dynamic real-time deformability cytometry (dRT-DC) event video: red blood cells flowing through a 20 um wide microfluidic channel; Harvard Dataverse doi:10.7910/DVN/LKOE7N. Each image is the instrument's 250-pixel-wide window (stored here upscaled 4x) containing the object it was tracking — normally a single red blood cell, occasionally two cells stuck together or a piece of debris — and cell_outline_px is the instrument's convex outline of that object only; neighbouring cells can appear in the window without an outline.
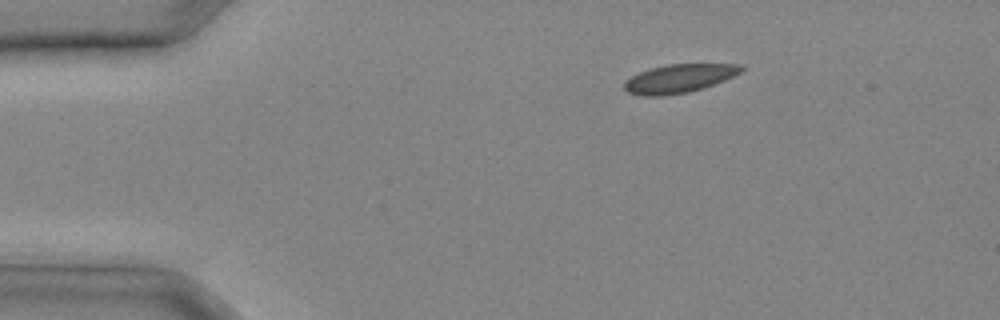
{"species": "common noctule bat (a hibernating species)", "species_latin": "Nyctalus noctula", "temperature_condition": "cold", "stored_images_in_passage": 25, "camera_frame_rate_fps": 3000, "um_per_image_px": 0.085, "animal": {"sex": "male", "body_mass_g": 20.4}, "frame": {"image": 1, "passage_image": 1, "time_ms": 0.0, "image_size_px": [1000, 320], "cell_outline_px": [[744, 68], [740, 72], [724, 80], [704, 88], [688, 92], [664, 96], [640, 96], [628, 92], [624, 88], [624, 80], [640, 72], [652, 68], [668, 64], [740, 64]], "centroid_in_image_um": [57.69, 6.68], "position_along_channel_um": 27.3, "area_um2": 19.36}}
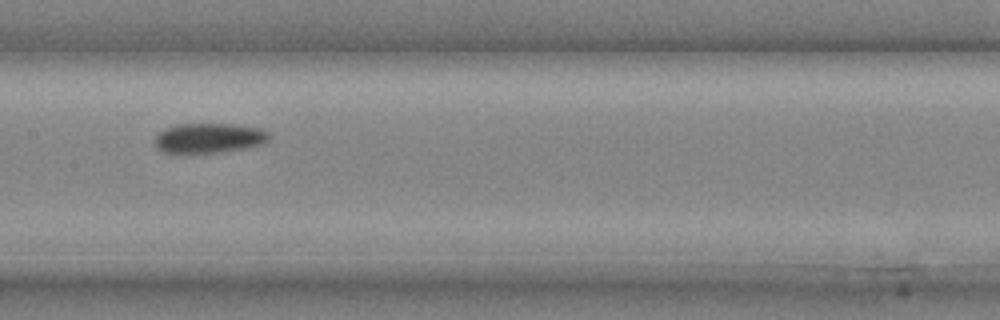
{"frame": {"image": 2, "passage_image": 12, "time_ms": 3.667, "image_size_px": [1000, 320], "cell_outline_px": [[268, 140], [264, 144], [244, 148], [220, 152], [184, 156], [180, 156], [160, 152], [152, 144], [156, 136], [164, 128], [176, 124], [236, 124], [260, 128], [268, 132]], "centroid_in_image_um": [17.65, 11.78], "position_along_channel_um": 189.8, "area_um2": 20.87}}
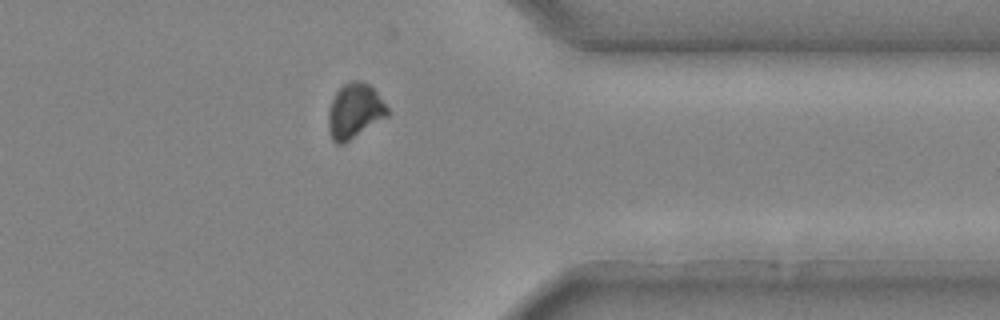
{"frame": {"image": 3, "passage_image": 22, "time_ms": 7.0, "image_size_px": [1000, 320], "cell_outline_px": [[388, 116], [344, 144], [336, 144], [332, 140], [328, 128], [328, 112], [332, 100], [336, 92], [344, 84], [352, 80], [360, 80], [368, 84], [376, 92], [388, 108]], "centroid_in_image_um": [30.13, 9.45], "position_along_channel_um": 381.3, "area_um2": 18.84}}